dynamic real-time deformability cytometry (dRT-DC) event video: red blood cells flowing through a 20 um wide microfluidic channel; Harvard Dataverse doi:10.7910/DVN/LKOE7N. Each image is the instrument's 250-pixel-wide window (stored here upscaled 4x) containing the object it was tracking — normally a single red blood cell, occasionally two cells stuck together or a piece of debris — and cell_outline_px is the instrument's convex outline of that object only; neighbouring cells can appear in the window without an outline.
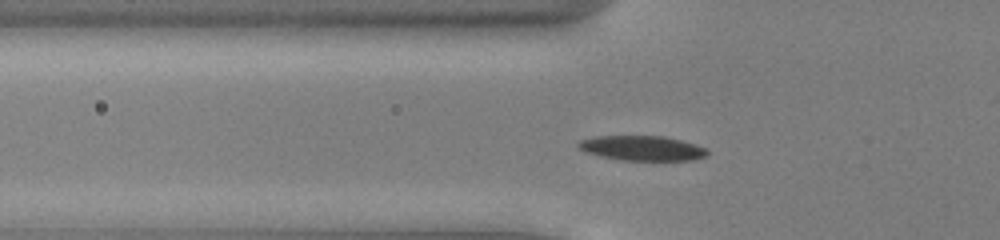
{"species": "common noctule bat (a hibernating species)", "species_latin": "Nyctalus noctula", "temperature_condition": "cold", "stored_images_in_passage": 49, "segment_of_instrument_passage": [1, 2], "camera_frame_rate_fps": 3000, "um_per_image_px": 0.085, "animal": {"sex": "male", "body_mass_g": 13.0, "forearm_length_mm": 53.1}, "frame": {"image": 1, "passage_image": 13, "time_ms": 4.0, "image_size_px": [1000, 240], "cell_outline_px": [[708, 152], [704, 156], [692, 160], [620, 160], [600, 156], [588, 152], [580, 148], [576, 144], [580, 140], [596, 136], [664, 136], [696, 144], [704, 148]], "centroid_in_image_um": [54.56, 12.59], "position_along_channel_um": 71.2, "area_um2": 18.44}}
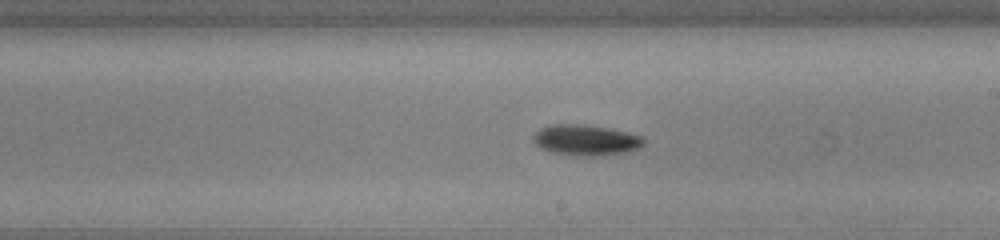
{"frame": {"image": 2, "passage_image": 26, "time_ms": 8.333, "image_size_px": [1000, 240], "cell_outline_px": [[644, 144], [640, 148], [628, 152], [604, 156], [576, 156], [548, 152], [540, 148], [532, 140], [532, 136], [540, 128], [552, 124], [576, 124], [604, 128], [628, 132], [644, 136]], "centroid_in_image_um": [49.79, 11.93], "position_along_channel_um": 239.2, "area_um2": 20.06}}
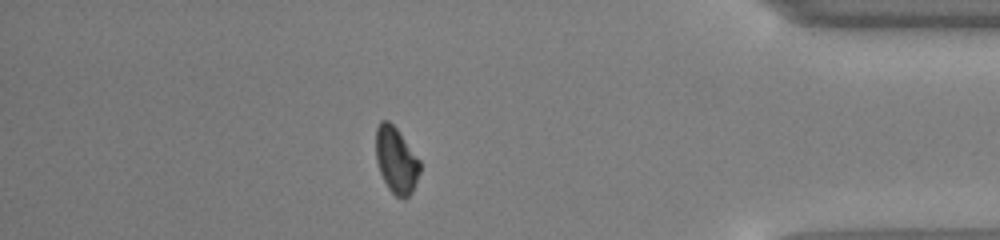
{"frame": {"image": 3, "passage_image": 41, "time_ms": 13.333, "image_size_px": [1000, 240], "cell_outline_px": [[420, 172], [412, 192], [404, 200], [396, 196], [388, 188], [380, 172], [376, 160], [376, 128], [380, 120], [388, 120], [396, 128], [420, 160]], "centroid_in_image_um": [33.67, 13.62], "position_along_channel_um": 401.5, "area_um2": 16.94}}